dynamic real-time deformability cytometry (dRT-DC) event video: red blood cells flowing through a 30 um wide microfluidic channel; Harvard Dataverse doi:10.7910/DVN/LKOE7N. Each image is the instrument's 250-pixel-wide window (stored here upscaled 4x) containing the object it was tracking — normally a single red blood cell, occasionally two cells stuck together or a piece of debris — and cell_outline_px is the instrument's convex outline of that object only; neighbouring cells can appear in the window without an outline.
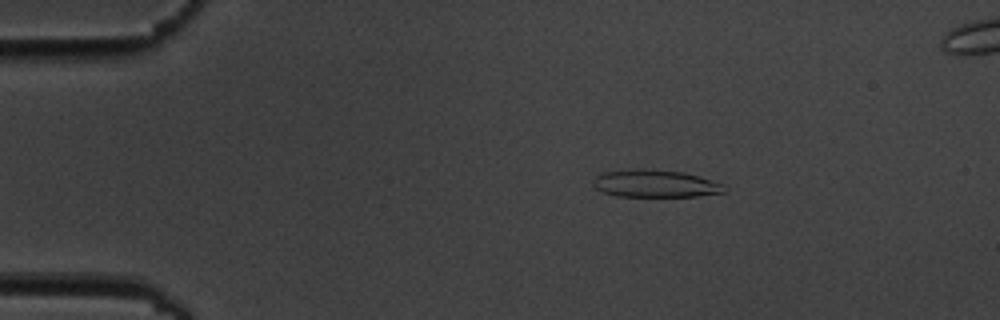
{"species": "common noctule bat (a hibernating species)", "species_latin": "Nyctalus noctula", "temperature_condition": "cold", "stored_images_in_passage": 5, "camera_frame_rate_fps": 3000, "um_per_image_px": 0.085, "animal": {"sex": "male", "body_mass_g": 19.5, "forearm_length_mm": 54.6}, "frame": {"image": 1, "passage_image": 2, "time_ms": 1.0, "image_size_px": [1000, 320], "cell_outline_px": [[728, 188], [724, 192], [696, 196], [616, 196], [604, 192], [596, 188], [592, 184], [592, 180], [600, 172], [632, 168], [684, 172], [700, 176], [724, 184]], "centroid_in_image_um": [55.68, 15.59], "position_along_channel_um": 29.3, "area_um2": 21.15}}